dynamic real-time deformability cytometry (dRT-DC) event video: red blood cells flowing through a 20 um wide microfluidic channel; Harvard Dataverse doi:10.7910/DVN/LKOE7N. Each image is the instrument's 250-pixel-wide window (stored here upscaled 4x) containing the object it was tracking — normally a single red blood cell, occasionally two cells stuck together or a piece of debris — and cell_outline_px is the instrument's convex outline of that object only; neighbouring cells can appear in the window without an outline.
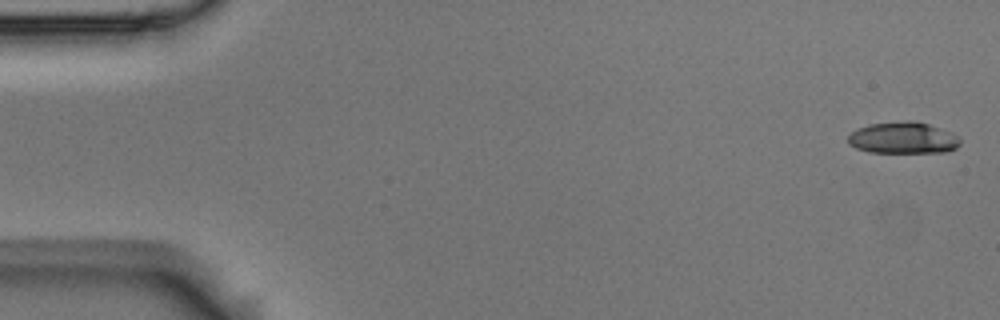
{"species": "Egyptian fruit bat (a non-hibernating species)", "species_latin": "Rousettus aegyptiacus", "temperature_condition": "room temperature", "stored_images_in_passage": 5, "camera_frame_rate_fps": 3000, "um_per_image_px": 0.085, "animal": {"sex": "male"}, "frame": {"image": 1, "passage_image": 1, "time_ms": 0.0, "image_size_px": [1000, 320], "cell_outline_px": [[960, 144], [956, 148], [948, 152], [868, 152], [856, 148], [848, 144], [848, 136], [856, 128], [868, 124], [904, 120], [916, 120], [952, 132], [960, 140]], "centroid_in_image_um": [76.75, 11.71], "position_along_channel_um": 8.3, "area_um2": 20.87}}
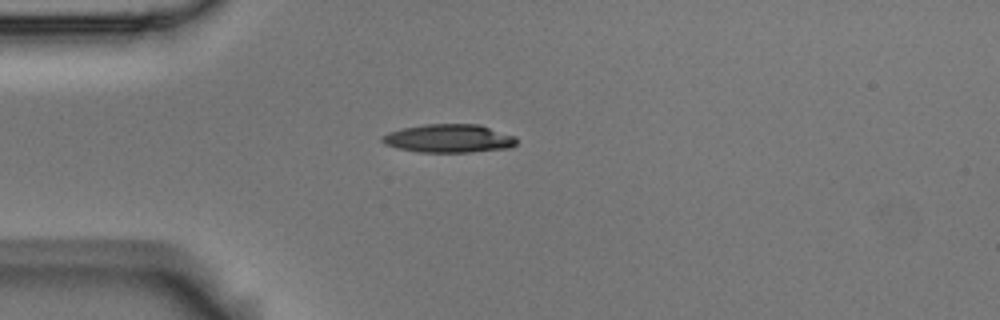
{"frame": {"image": 2, "passage_image": 4, "time_ms": 1.0, "image_size_px": [1000, 320], "cell_outline_px": [[516, 144], [512, 148], [468, 152], [420, 152], [400, 148], [384, 144], [380, 140], [380, 136], [388, 132], [404, 128], [424, 124], [480, 124], [516, 136]], "centroid_in_image_um": [38.17, 11.76], "position_along_channel_um": 46.8, "area_um2": 22.31}}